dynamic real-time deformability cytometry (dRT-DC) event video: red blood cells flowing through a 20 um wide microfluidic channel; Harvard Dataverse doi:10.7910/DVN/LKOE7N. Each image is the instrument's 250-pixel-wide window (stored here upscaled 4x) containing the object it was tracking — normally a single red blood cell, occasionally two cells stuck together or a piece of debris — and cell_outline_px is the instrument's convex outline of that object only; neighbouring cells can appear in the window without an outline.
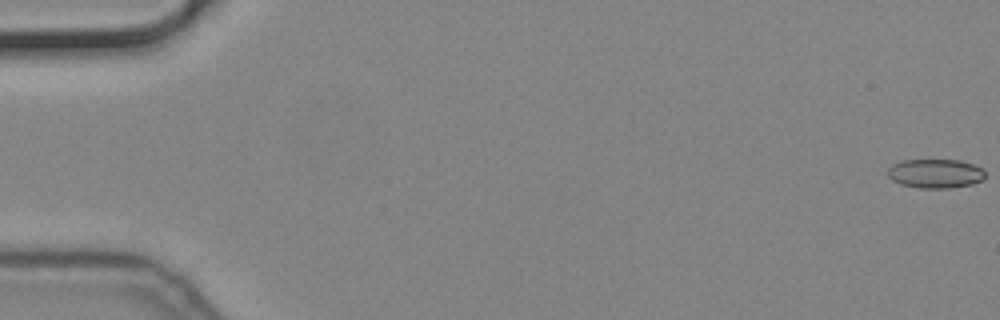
{"species": "common noctule bat (a hibernating species)", "species_latin": "Nyctalus noctula", "temperature_condition": "cold", "stored_images_in_passage": 47, "camera_frame_rate_fps": 3000, "um_per_image_px": 0.085, "animal": {"sex": "male", "body_mass_g": 19.2, "forearm_length_mm": 51.8}, "frame": {"image": 1, "passage_image": 1, "time_ms": 0.0, "image_size_px": [1000, 320], "cell_outline_px": [[984, 180], [972, 184], [948, 188], [920, 188], [900, 184], [892, 180], [888, 176], [888, 168], [892, 164], [904, 160], [960, 160], [972, 164], [980, 168], [984, 172]], "centroid_in_image_um": [79.49, 14.75], "position_along_channel_um": 5.5, "area_um2": 16.47}}
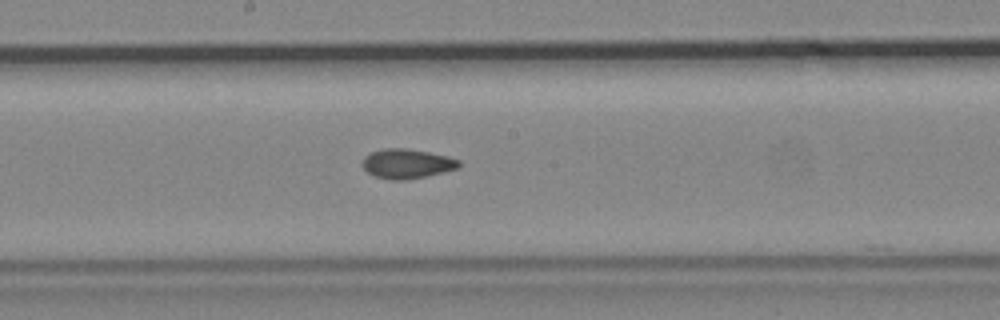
{"frame": {"image": 2, "passage_image": 31, "time_ms": 10.0, "image_size_px": [1000, 320], "cell_outline_px": [[460, 164], [456, 168], [444, 172], [404, 180], [392, 180], [372, 176], [360, 164], [364, 156], [372, 152], [384, 148], [408, 148], [448, 156], [460, 160]], "centroid_in_image_um": [34.54, 13.91], "position_along_channel_um": 213.7, "area_um2": 16.65}}
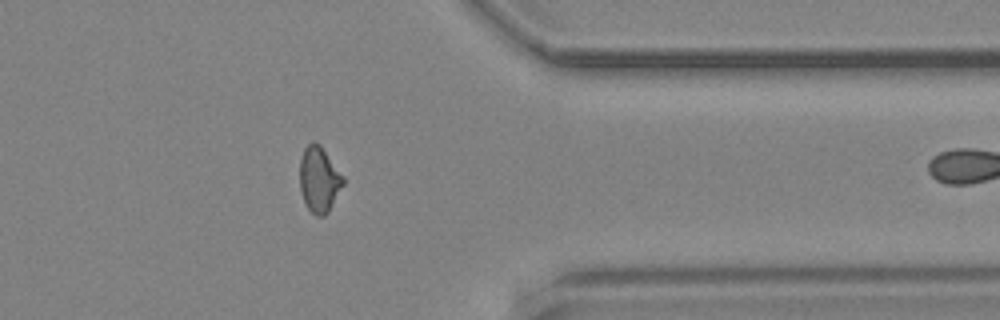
{"frame": {"image": 3, "passage_image": 46, "time_ms": 15.0, "image_size_px": [1000, 320], "cell_outline_px": [[344, 184], [328, 212], [324, 216], [316, 216], [308, 208], [300, 192], [300, 156], [304, 148], [312, 140], [320, 144], [344, 176]], "centroid_in_image_um": [27.12, 15.23], "position_along_channel_um": 384.3, "area_um2": 16.7}}